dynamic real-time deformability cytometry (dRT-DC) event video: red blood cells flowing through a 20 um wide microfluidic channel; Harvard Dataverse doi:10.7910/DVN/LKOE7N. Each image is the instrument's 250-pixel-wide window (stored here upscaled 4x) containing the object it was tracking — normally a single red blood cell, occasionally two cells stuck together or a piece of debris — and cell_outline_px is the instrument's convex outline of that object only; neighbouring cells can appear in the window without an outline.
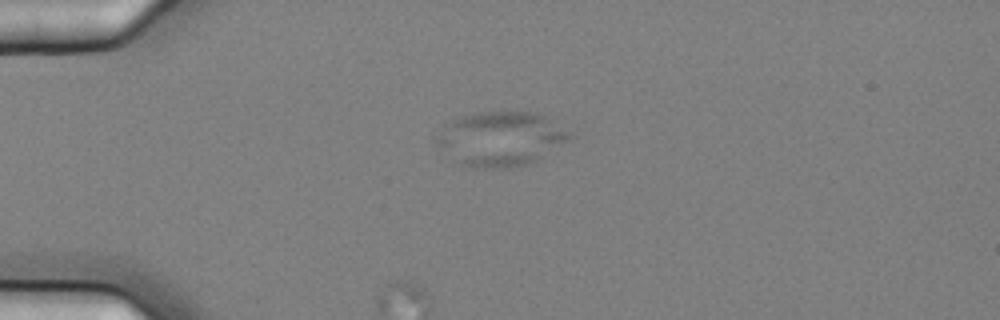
{"species": "common noctule bat (a hibernating species)", "species_latin": "Nyctalus noctula", "temperature_condition": "cold", "stored_images_in_passage": 4, "segment_of_instrument_passage": [1, 2], "camera_frame_rate_fps": 3000, "um_per_image_px": 0.085, "animal": {"sex": "female", "body_mass_g": 25.1}, "frame": {"image": 1, "passage_image": 1, "time_ms": 0.0, "image_size_px": [1000, 320], "cell_outline_px": [[576, 136], [536, 160], [528, 164], [512, 168], [472, 168], [464, 164], [436, 144], [436, 140], [448, 124], [452, 120], [476, 112], [512, 108], [532, 112], [544, 116], [572, 132]], "centroid_in_image_um": [42.66, 11.75], "position_along_channel_um": 42.3, "area_um2": 42.19}}